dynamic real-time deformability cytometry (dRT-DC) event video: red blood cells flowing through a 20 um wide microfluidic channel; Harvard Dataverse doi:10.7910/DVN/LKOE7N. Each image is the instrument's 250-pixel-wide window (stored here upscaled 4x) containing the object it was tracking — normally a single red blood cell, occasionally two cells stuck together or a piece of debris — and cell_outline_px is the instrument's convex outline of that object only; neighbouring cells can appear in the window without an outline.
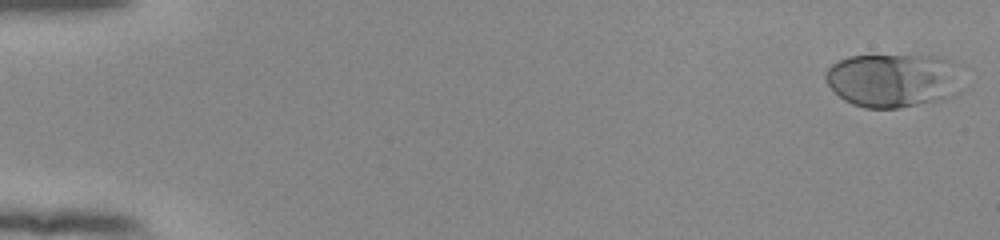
{"species": "human", "species_latin": "Homo sapiens", "temperature_condition": "room temperature", "stored_images_in_passage": 54, "camera_frame_rate_fps": 3000, "um_per_image_px": 0.085, "donor": {"sex": "female"}, "frame": {"image": 1, "passage_image": 1, "time_ms": 0.0, "image_size_px": [1000, 240], "cell_outline_px": [[960, 92], [944, 100], [896, 108], [864, 108], [852, 104], [844, 100], [824, 80], [824, 72], [832, 64], [848, 56], [940, 56], [952, 60], [956, 64]], "centroid_in_image_um": [75.92, 6.83], "position_along_channel_um": 9.1, "area_um2": 43.06}}
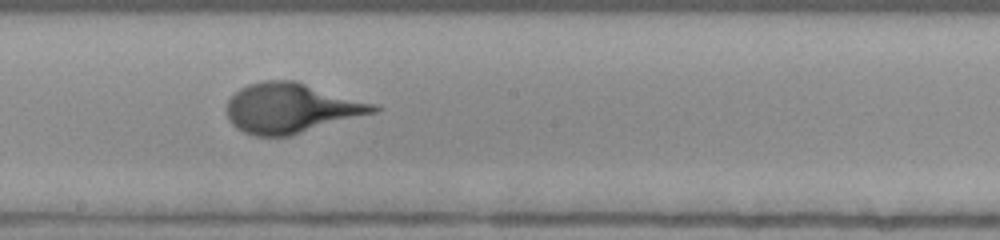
{"frame": {"image": 2, "passage_image": 31, "time_ms": 10.0, "image_size_px": [1000, 240], "cell_outline_px": [[384, 108], [376, 112], [288, 136], [256, 136], [244, 132], [236, 128], [228, 120], [228, 100], [240, 88], [248, 84], [264, 80], [296, 80], [376, 104]], "centroid_in_image_um": [24.76, 9.18], "position_along_channel_um": 223.4, "area_um2": 42.54}}
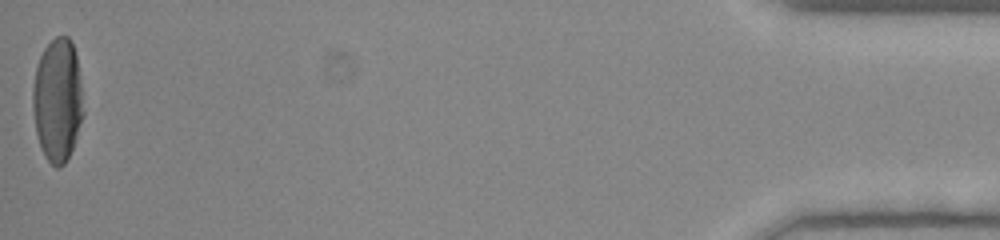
{"frame": {"image": 3, "passage_image": 54, "time_ms": 17.667, "image_size_px": [1000, 240], "cell_outline_px": [[84, 112], [72, 148], [64, 164], [60, 168], [56, 168], [44, 156], [36, 132], [32, 108], [32, 88], [36, 68], [40, 56], [44, 48], [56, 36], [68, 36], [72, 40], [76, 52], [80, 80]], "centroid_in_image_um": [4.88, 8.48], "position_along_channel_um": 430.3, "area_um2": 36.36}}